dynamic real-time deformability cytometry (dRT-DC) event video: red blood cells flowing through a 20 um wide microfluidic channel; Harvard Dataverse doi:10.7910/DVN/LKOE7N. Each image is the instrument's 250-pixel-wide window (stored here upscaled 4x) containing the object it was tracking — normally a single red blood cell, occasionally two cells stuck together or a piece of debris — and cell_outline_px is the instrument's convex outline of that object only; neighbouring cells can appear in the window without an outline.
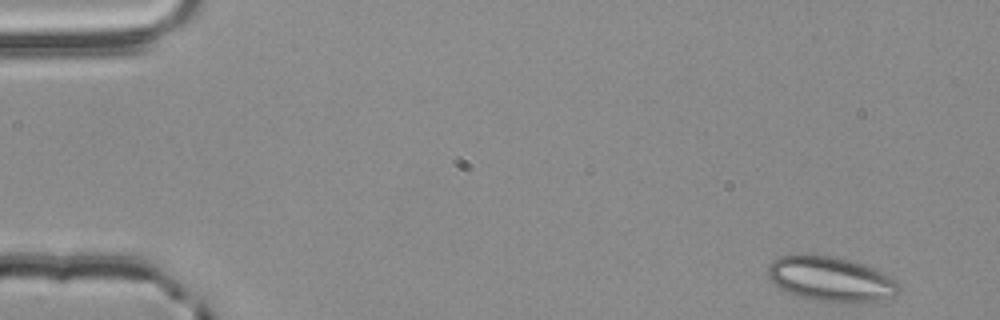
{"species": "common noctule bat (a hibernating species)", "species_latin": "Nyctalus noctula", "temperature_condition": "room temperature", "stored_images_in_passage": 53, "segment_of_instrument_passage": [1, 2], "camera_frame_rate_fps": 3000, "um_per_image_px": 0.085, "animal": {"sex": "male", "body_mass_g": 20.4}, "frame": {"image": 1, "passage_image": 1, "time_ms": 0.0, "image_size_px": [1000, 320], "cell_outline_px": [[900, 288], [892, 296], [876, 300], [820, 300], [800, 296], [788, 292], [780, 288], [768, 276], [768, 264], [772, 260], [780, 256], [800, 252], [804, 252], [836, 256], [872, 268], [896, 280], [900, 284]], "centroid_in_image_um": [70.53, 23.63], "position_along_channel_um": 14.5, "area_um2": 33.47}}